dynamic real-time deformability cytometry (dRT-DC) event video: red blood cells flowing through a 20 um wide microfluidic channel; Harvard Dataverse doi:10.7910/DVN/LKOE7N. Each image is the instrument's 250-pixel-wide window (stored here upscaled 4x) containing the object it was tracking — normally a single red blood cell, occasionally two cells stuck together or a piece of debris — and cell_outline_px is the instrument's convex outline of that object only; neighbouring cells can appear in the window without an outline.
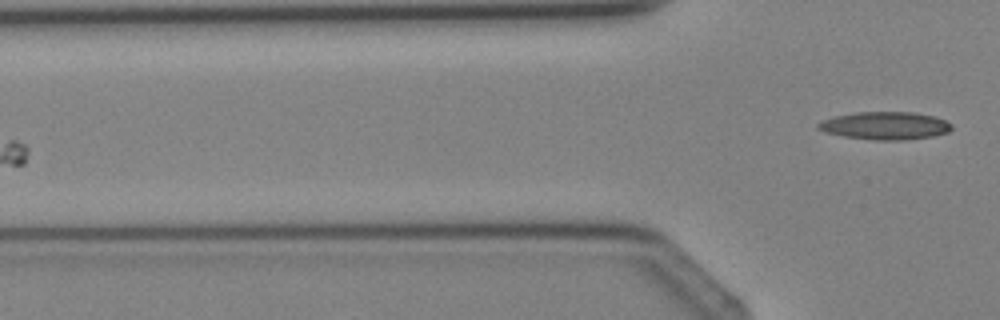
{"species": "Egyptian fruit bat (a non-hibernating species)", "species_latin": "Rousettus aegyptiacus", "temperature_condition": "cold", "stored_images_in_passage": 5, "camera_frame_rate_fps": 3000, "um_per_image_px": 0.085, "animal": {"sex": "female"}, "frame": {"image": 1, "passage_image": 5, "time_ms": 4.667, "image_size_px": [1000, 320], "cell_outline_px": [[952, 128], [948, 132], [932, 136], [904, 140], [876, 140], [844, 136], [824, 132], [816, 128], [816, 124], [820, 120], [836, 116], [856, 112], [912, 112], [932, 116], [944, 120], [952, 124]], "centroid_in_image_um": [75.19, 10.68], "position_along_channel_um": 50.6, "area_um2": 21.56}}